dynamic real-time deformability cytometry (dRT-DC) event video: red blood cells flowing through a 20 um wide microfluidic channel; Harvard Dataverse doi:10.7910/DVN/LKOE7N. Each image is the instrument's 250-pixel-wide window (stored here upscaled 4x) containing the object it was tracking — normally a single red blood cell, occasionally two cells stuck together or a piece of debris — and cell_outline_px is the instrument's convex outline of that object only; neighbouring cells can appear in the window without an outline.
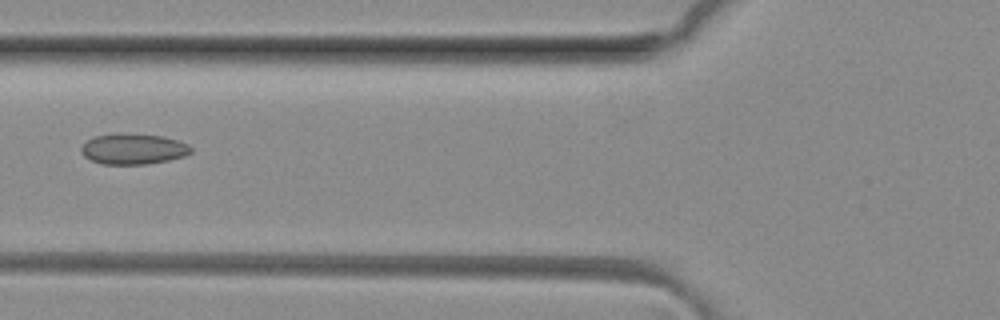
{"species": "common noctule bat (a hibernating species)", "species_latin": "Nyctalus noctula", "temperature_condition": "room temperature", "stored_images_in_passage": 5, "camera_frame_rate_fps": 3000, "um_per_image_px": 0.085, "animal": {"sex": "female", "body_mass_g": 29.2, "forearm_length_mm": 56.3}, "frame": {"image": 1, "passage_image": 5, "time_ms": 1.333, "image_size_px": [1000, 320], "cell_outline_px": [[192, 152], [184, 156], [168, 160], [148, 164], [100, 164], [84, 156], [80, 152], [80, 148], [88, 140], [96, 136], [120, 132], [160, 136], [176, 140], [188, 144], [192, 148]], "centroid_in_image_um": [11.31, 12.66], "position_along_channel_um": 114.5, "area_um2": 19.65}}